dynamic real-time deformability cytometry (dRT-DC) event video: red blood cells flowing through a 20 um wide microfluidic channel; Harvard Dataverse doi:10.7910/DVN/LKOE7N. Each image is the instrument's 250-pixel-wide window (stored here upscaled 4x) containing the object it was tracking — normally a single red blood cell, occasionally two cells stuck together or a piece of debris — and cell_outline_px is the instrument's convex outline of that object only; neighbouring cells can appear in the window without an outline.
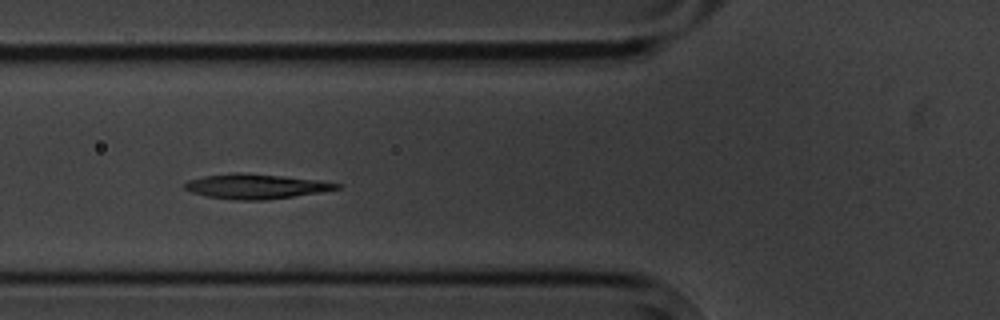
{"species": "common noctule bat (a hibernating species)", "species_latin": "Nyctalus noctula", "temperature_condition": "cold", "stored_images_in_passage": 7, "camera_frame_rate_fps": 3000, "um_per_image_px": 0.085, "animal": {"sex": "male", "body_mass_g": 20.1, "forearm_length_mm": 53.5}, "frame": {"image": 1, "passage_image": 5, "time_ms": 4.667, "image_size_px": [1000, 320], "cell_outline_px": [[340, 188], [320, 192], [264, 200], [236, 200], [208, 196], [192, 192], [184, 188], [184, 184], [188, 180], [204, 176], [232, 172], [244, 172], [320, 180], [340, 184]], "centroid_in_image_um": [21.72, 15.83], "position_along_channel_um": 104.1, "area_um2": 21.79}}
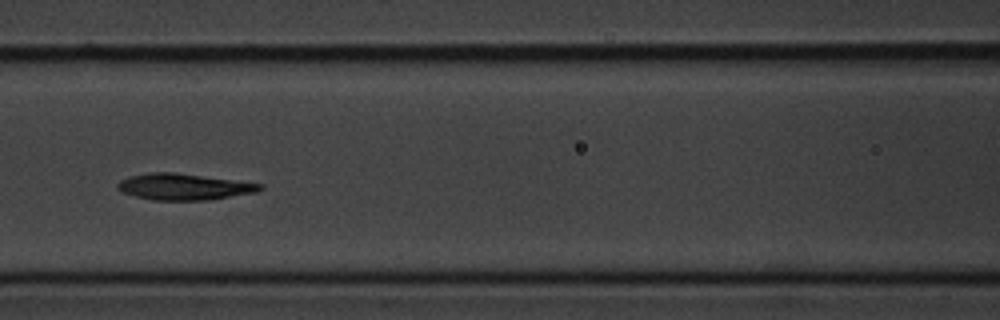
{"frame": {"image": 2, "passage_image": 6, "time_ms": 6.0, "image_size_px": [1000, 320], "cell_outline_px": [[264, 188], [256, 192], [208, 200], [152, 200], [136, 196], [124, 192], [116, 188], [116, 184], [120, 180], [132, 176], [148, 172], [172, 172], [264, 184]], "centroid_in_image_um": [15.63, 15.87], "position_along_channel_um": 151.0, "area_um2": 21.62}}
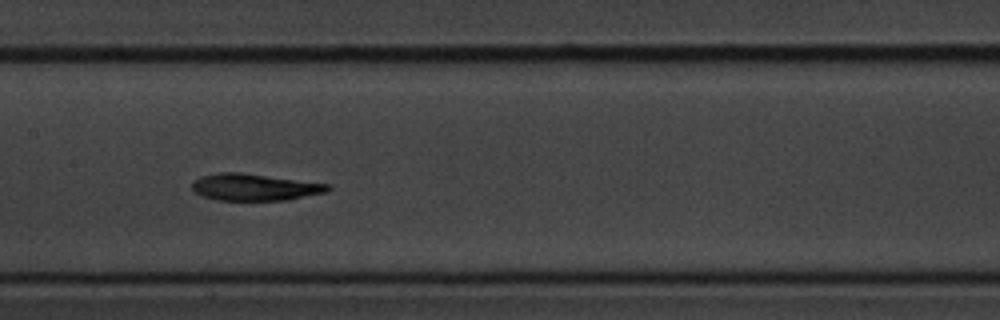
{"frame": {"image": 3, "passage_image": 7, "time_ms": 7.0, "image_size_px": [1000, 320], "cell_outline_px": [[332, 188], [328, 192], [288, 200], [216, 200], [200, 196], [192, 188], [192, 180], [200, 176], [220, 172], [240, 172], [332, 184]], "centroid_in_image_um": [21.66, 15.91], "position_along_channel_um": 185.7, "area_um2": 21.56}}